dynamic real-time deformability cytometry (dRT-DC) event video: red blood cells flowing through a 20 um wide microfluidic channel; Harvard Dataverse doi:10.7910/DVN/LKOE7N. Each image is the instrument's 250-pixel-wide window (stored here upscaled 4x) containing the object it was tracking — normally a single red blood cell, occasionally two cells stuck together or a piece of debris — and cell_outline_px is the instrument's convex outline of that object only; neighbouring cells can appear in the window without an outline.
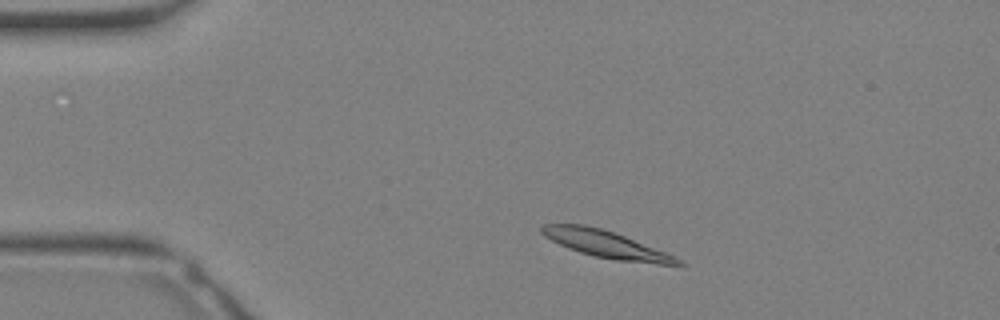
{"species": "Egyptian fruit bat (a non-hibernating species)", "species_latin": "Rousettus aegyptiacus", "temperature_condition": "warm", "stored_images_in_passage": 25, "camera_frame_rate_fps": 3000, "um_per_image_px": 0.085, "animal": {"sex": "female"}, "frame": {"image": 1, "passage_image": 2, "time_ms": 0.333, "image_size_px": [1000, 320], "cell_outline_px": [[684, 268], [616, 260], [592, 256], [568, 248], [544, 236], [540, 232], [540, 228], [544, 224], [584, 224], [600, 228], [624, 236], [676, 256], [684, 260]], "centroid_in_image_um": [51.65, 20.81], "position_along_channel_um": 33.3, "area_um2": 21.91}}
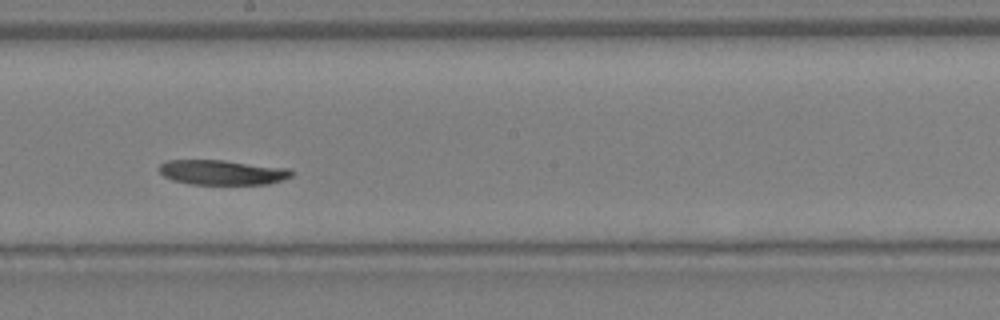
{"frame": {"image": 2, "passage_image": 14, "time_ms": 4.333, "image_size_px": [1000, 320], "cell_outline_px": [[296, 172], [292, 176], [268, 184], [192, 184], [172, 180], [164, 176], [160, 172], [160, 164], [168, 160], [224, 160], [292, 168]], "centroid_in_image_um": [18.96, 14.64], "position_along_channel_um": 229.2, "area_um2": 19.31}}
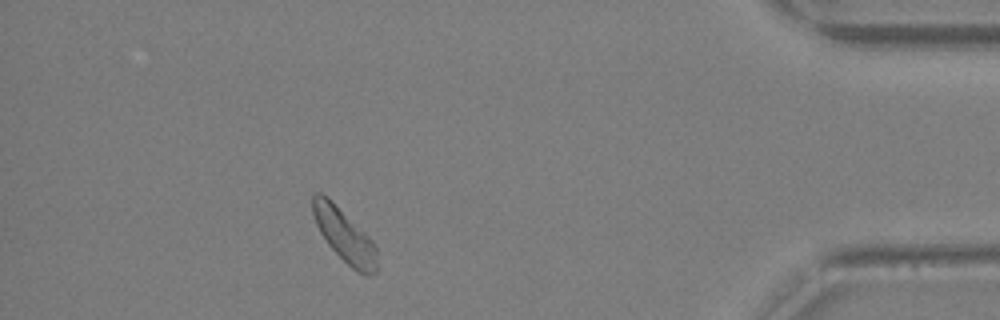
{"frame": {"image": 3, "passage_image": 25, "time_ms": 8.0, "image_size_px": [1000, 320], "cell_outline_px": [[376, 272], [368, 276], [364, 276], [356, 272], [328, 244], [320, 232], [316, 224], [312, 212], [312, 196], [316, 192], [320, 192], [332, 200], [372, 240], [376, 248]], "centroid_in_image_um": [29.26, 20.01], "position_along_channel_um": 405.9, "area_um2": 19.71}}